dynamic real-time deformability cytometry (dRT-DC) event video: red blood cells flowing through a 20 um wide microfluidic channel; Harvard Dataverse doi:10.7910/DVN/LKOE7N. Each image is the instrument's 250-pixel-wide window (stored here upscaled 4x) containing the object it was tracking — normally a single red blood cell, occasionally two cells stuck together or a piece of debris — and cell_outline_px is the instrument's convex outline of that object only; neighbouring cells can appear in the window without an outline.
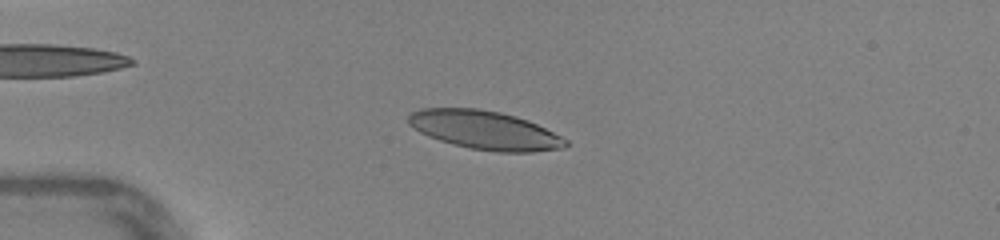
{"species": "human", "species_latin": "Homo sapiens", "temperature_condition": "warm", "stored_images_in_passage": 46, "camera_frame_rate_fps": 3000, "um_per_image_px": 0.085, "donor": {"sex": "female"}, "frame": {"image": 1, "passage_image": 12, "time_ms": 3.667, "image_size_px": [1000, 240], "cell_outline_px": [[568, 144], [564, 148], [532, 152], [496, 152], [472, 148], [440, 140], [428, 136], [420, 132], [408, 124], [408, 116], [412, 112], [420, 108], [476, 108], [500, 112], [516, 116], [528, 120], [568, 140]], "centroid_in_image_um": [41.2, 11.05], "position_along_channel_um": 43.8, "area_um2": 35.14}}
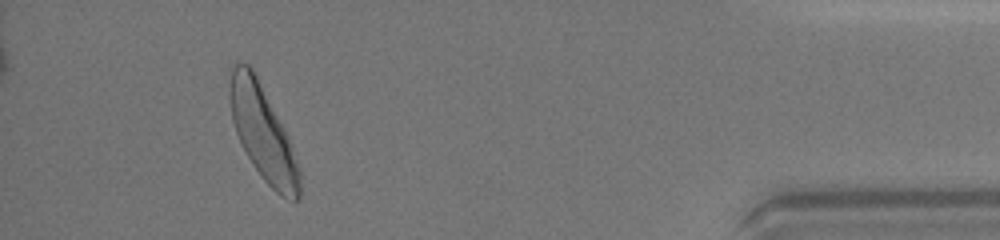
{"frame": {"image": 2, "passage_image": 43, "time_ms": 14.0, "image_size_px": [1000, 240], "cell_outline_px": [[300, 200], [292, 200], [280, 196], [264, 180], [252, 164], [236, 132], [232, 120], [232, 68], [236, 64], [248, 64], [252, 68], [288, 140], [300, 168]], "centroid_in_image_um": [22.38, 11.42], "position_along_channel_um": 412.8, "area_um2": 36.36}, "authors_computed_cell_mechanics": {"area_um2": 35.6626, "velocity_mm_per_s": 4.3505, "shape_relaxation_time_tau1_ms": 2.4926, "shape_relaxation_time_tau2_ms": 0.7908, "deformation_change_tau1": 0.1446, "deformation_change_tau2": 0.0645}}